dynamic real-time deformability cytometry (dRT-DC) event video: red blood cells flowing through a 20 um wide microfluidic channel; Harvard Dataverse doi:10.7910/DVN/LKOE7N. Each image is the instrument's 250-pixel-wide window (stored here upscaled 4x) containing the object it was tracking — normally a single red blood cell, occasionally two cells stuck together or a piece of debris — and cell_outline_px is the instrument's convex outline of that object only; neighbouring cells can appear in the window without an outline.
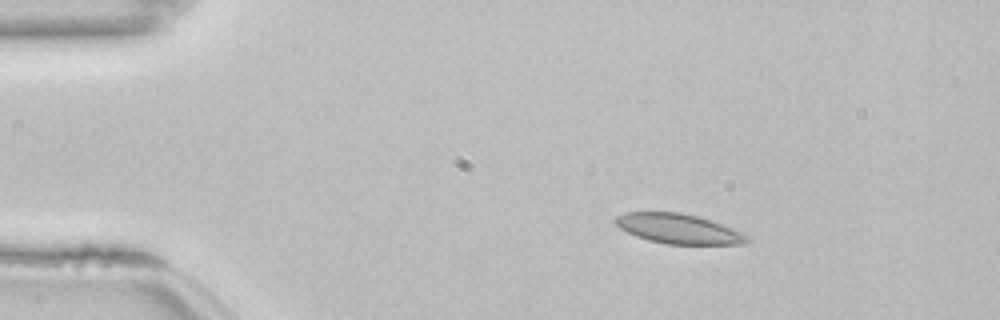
{"species": "common noctule bat (a hibernating species)", "species_latin": "Nyctalus noctula", "temperature_condition": "room temperature", "stored_images_in_passage": 46, "camera_frame_rate_fps": 3000, "um_per_image_px": 0.085, "animal": {"sex": "female", "body_mass_g": 22.7, "forearm_length_mm": 54.2}, "frame": {"image": 1, "passage_image": 1, "time_ms": 0.0, "image_size_px": [1000, 320], "cell_outline_px": [[752, 240], [744, 244], [664, 244], [648, 240], [636, 236], [620, 228], [612, 220], [616, 216], [624, 212], [680, 212], [712, 220], [744, 232]], "centroid_in_image_um": [57.7, 19.44], "position_along_channel_um": 27.3, "area_um2": 23.12}}
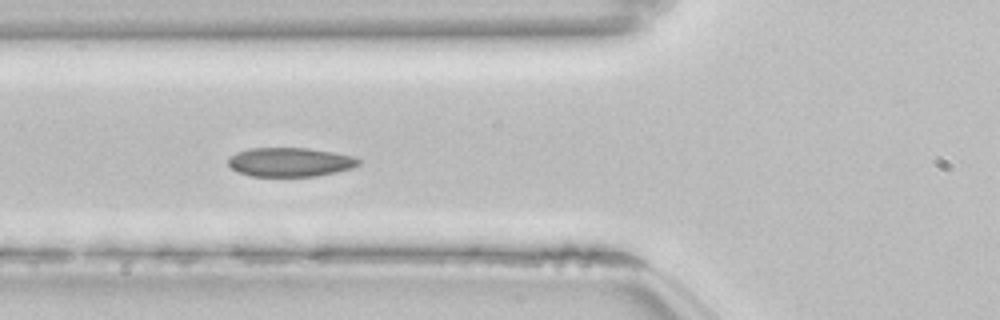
{"frame": {"image": 2, "passage_image": 12, "time_ms": 3.667, "image_size_px": [1000, 320], "cell_outline_px": [[364, 160], [360, 164], [352, 168], [336, 172], [316, 176], [252, 176], [236, 172], [228, 164], [228, 160], [236, 152], [248, 148], [308, 148], [332, 152], [352, 156]], "centroid_in_image_um": [24.67, 13.78], "position_along_channel_um": 101.1, "area_um2": 22.14}}
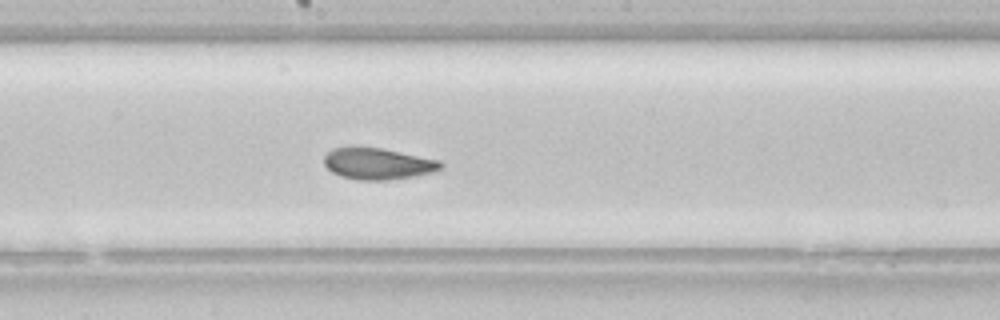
{"frame": {"image": 3, "passage_image": 21, "time_ms": 6.667, "image_size_px": [1000, 320], "cell_outline_px": [[444, 168], [432, 172], [412, 176], [388, 180], [356, 180], [340, 176], [332, 172], [324, 164], [324, 156], [332, 148], [380, 148], [440, 160], [444, 164]], "centroid_in_image_um": [32.13, 13.93], "position_along_channel_um": 216.1, "area_um2": 21.15}, "authors_computed_cell_mechanics": {"area_um2": 22.1952, "velocity_mm_per_s": 3.8178, "shape_relaxation_time_tau1_ms": null, "shape_relaxation_time_tau2_ms": 3.0932, "deformation_change_tau1": null, "deformation_change_tau2": 0.0541}}